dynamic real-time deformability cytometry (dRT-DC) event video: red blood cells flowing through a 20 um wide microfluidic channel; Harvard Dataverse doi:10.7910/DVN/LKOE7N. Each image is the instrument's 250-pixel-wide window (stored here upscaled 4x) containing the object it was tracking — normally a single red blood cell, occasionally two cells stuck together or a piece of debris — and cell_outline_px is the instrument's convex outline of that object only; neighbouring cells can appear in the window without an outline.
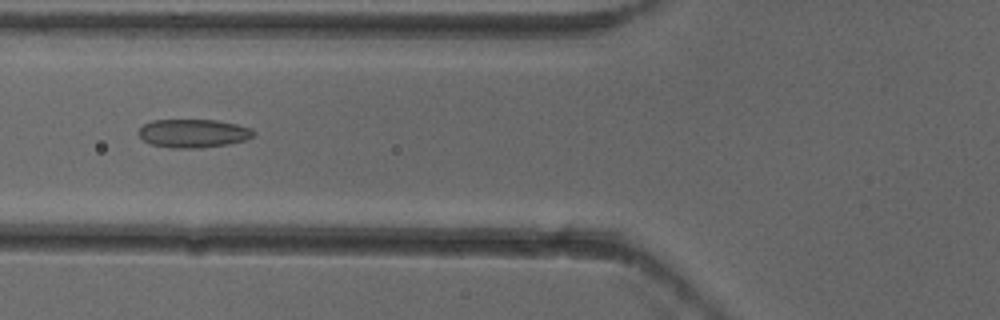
{"species": "common noctule bat (a hibernating species)", "species_latin": "Nyctalus noctula", "temperature_condition": "cold", "stored_images_in_passage": 6, "camera_frame_rate_fps": 3000, "um_per_image_px": 0.085, "animal": {"sex": "female"}, "frame": {"image": 1, "passage_image": 6, "time_ms": 1.667, "image_size_px": [1000, 320], "cell_outline_px": [[256, 132], [248, 140], [228, 144], [200, 148], [168, 148], [152, 144], [144, 140], [140, 136], [140, 128], [144, 124], [152, 120], [216, 120], [236, 124], [252, 128]], "centroid_in_image_um": [16.47, 11.34], "position_along_channel_um": 109.3, "area_um2": 19.07}}